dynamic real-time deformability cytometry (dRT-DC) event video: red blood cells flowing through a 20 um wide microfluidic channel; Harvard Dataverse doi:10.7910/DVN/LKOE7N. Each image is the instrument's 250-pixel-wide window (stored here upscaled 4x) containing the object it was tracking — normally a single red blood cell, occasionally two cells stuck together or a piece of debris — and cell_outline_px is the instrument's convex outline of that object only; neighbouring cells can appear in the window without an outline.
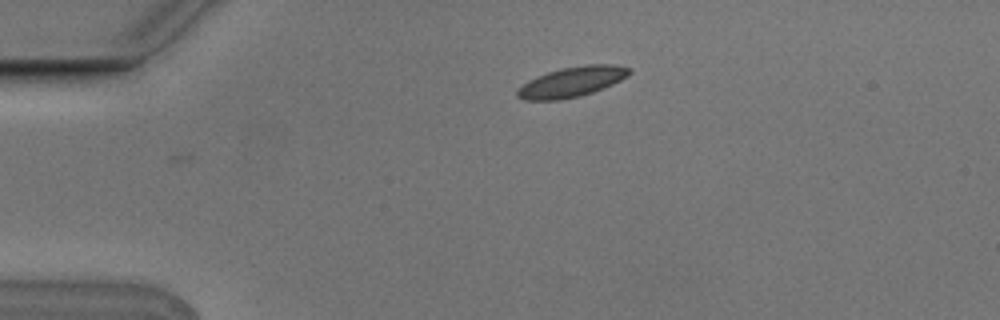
{"species": "Egyptian fruit bat (a non-hibernating species)", "species_latin": "Rousettus aegyptiacus", "temperature_condition": "cold", "stored_images_in_passage": 2, "camera_frame_rate_fps": 3000, "um_per_image_px": 0.085, "animal": {"sex": "male"}, "frame": {"image": 1, "passage_image": 1, "time_ms": 0.0, "image_size_px": [1000, 320], "cell_outline_px": [[632, 72], [628, 76], [612, 84], [592, 92], [580, 96], [560, 100], [524, 100], [516, 96], [516, 92], [528, 80], [536, 76], [560, 68], [584, 64], [616, 64], [632, 68]], "centroid_in_image_um": [48.63, 6.94], "position_along_channel_um": 36.4, "area_um2": 19.77}}